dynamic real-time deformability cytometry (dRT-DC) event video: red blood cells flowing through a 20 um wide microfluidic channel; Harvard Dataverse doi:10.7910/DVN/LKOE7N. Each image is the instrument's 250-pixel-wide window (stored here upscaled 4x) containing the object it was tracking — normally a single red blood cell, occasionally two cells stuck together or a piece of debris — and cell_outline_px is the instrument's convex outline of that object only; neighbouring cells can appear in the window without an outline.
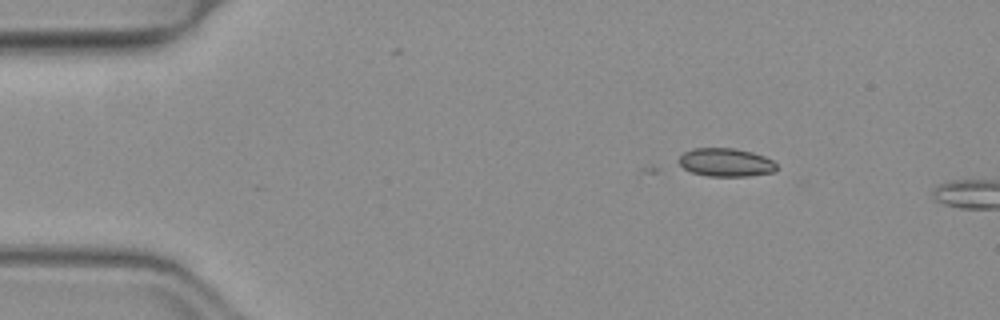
{"species": "common noctule bat (a hibernating species)", "species_latin": "Nyctalus noctula", "temperature_condition": "warm", "stored_images_in_passage": 3, "camera_frame_rate_fps": 3000, "um_per_image_px": 0.085, "animal": {"sex": "female", "body_mass_g": 19.3, "forearm_length_mm": 54.1}, "frame": {"image": 1, "passage_image": 1, "time_ms": 0.0, "image_size_px": [1000, 320], "cell_outline_px": [[776, 168], [772, 172], [748, 176], [708, 176], [692, 172], [684, 168], [680, 164], [680, 156], [684, 152], [692, 148], [736, 148], [752, 152], [764, 156], [772, 160], [776, 164]], "centroid_in_image_um": [61.69, 13.79], "position_along_channel_um": 23.3, "area_um2": 16.01}}